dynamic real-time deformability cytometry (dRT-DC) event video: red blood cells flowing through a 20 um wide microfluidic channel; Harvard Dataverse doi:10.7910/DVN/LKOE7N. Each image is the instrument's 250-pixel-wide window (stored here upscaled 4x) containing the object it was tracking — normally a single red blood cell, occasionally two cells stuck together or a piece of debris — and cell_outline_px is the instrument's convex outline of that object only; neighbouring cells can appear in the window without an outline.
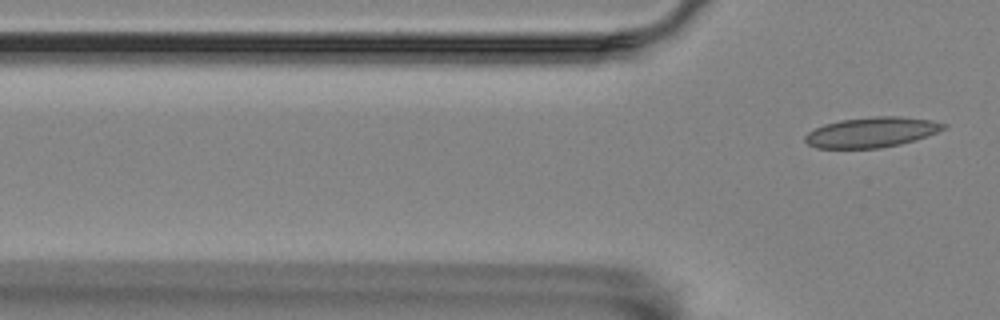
{"species": "Egyptian fruit bat (a non-hibernating species)", "species_latin": "Rousettus aegyptiacus", "temperature_condition": "room temperature", "stored_images_in_passage": 6, "segment_of_instrument_passage": [2, 2], "camera_frame_rate_fps": 3000, "um_per_image_px": 0.085, "animal": {"sex": "female"}, "frame": {"image": 1, "passage_image": 6, "time_ms": 1.667, "image_size_px": [1000, 320], "cell_outline_px": [[948, 124], [944, 128], [936, 132], [900, 144], [880, 148], [816, 148], [808, 144], [804, 140], [804, 136], [808, 132], [824, 124], [840, 120], [872, 116], [900, 116], [932, 120]], "centroid_in_image_um": [74.05, 11.23], "position_along_channel_um": 51.8, "area_um2": 24.22}}